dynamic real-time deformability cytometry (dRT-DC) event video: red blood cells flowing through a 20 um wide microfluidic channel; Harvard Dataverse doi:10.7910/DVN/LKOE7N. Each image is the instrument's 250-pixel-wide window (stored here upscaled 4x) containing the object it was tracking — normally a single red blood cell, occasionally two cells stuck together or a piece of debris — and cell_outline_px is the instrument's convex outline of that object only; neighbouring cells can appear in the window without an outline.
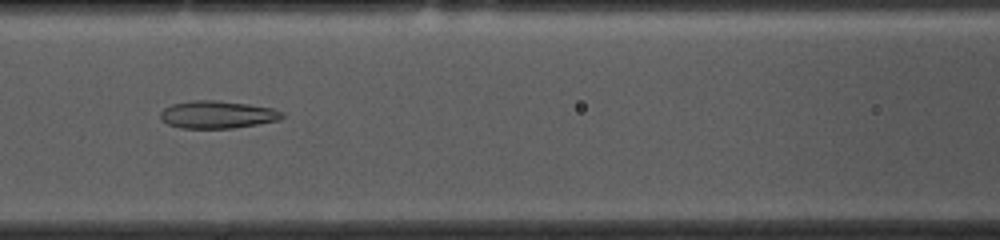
{"species": "common noctule bat (a hibernating species)", "species_latin": "Nyctalus noctula", "temperature_condition": "cold", "stored_images_in_passage": 39, "camera_frame_rate_fps": 3000, "um_per_image_px": 0.085, "animal": {"sex": "female", "body_mass_g": 10.0, "forearm_length_mm": 53.1}, "frame": {"image": 1, "passage_image": 8, "time_ms": 2.333, "image_size_px": [1000, 240], "cell_outline_px": [[284, 116], [280, 120], [232, 128], [180, 128], [168, 124], [160, 120], [160, 112], [164, 108], [172, 104], [192, 100], [216, 100], [248, 104], [272, 108], [284, 112]], "centroid_in_image_um": [18.46, 9.74], "position_along_channel_um": 148.1, "area_um2": 19.59}}
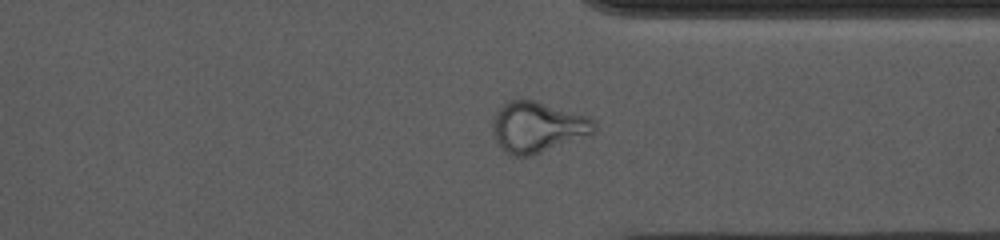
{"frame": {"image": 2, "passage_image": 26, "time_ms": 8.333, "image_size_px": [1000, 240], "cell_outline_px": [[596, 132], [532, 156], [512, 156], [504, 152], [496, 140], [492, 128], [492, 124], [496, 112], [508, 100], [532, 100], [588, 116], [596, 124]], "centroid_in_image_um": [45.68, 10.82], "position_along_channel_um": 365.7, "area_um2": 29.77}}
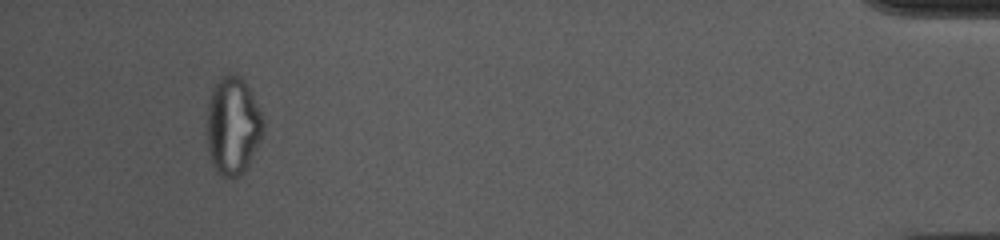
{"frame": {"image": 3, "passage_image": 36, "time_ms": 11.667, "image_size_px": [1000, 240], "cell_outline_px": [[264, 128], [260, 140], [244, 172], [240, 176], [232, 180], [220, 176], [216, 172], [212, 164], [208, 152], [208, 104], [216, 80], [220, 76], [228, 72], [232, 72], [240, 76], [244, 80], [264, 120]], "centroid_in_image_um": [19.78, 10.72], "position_along_channel_um": 415.4, "area_um2": 32.19}, "authors_computed_cell_mechanics": {"area_um2": 22.831, "velocity_mm_per_s": 3.6601, "shape_relaxation_time_tau1_ms": null, "shape_relaxation_time_tau2_ms": 2.0963, "deformation_change_tau1": null, "deformation_change_tau2": 0.0995}}